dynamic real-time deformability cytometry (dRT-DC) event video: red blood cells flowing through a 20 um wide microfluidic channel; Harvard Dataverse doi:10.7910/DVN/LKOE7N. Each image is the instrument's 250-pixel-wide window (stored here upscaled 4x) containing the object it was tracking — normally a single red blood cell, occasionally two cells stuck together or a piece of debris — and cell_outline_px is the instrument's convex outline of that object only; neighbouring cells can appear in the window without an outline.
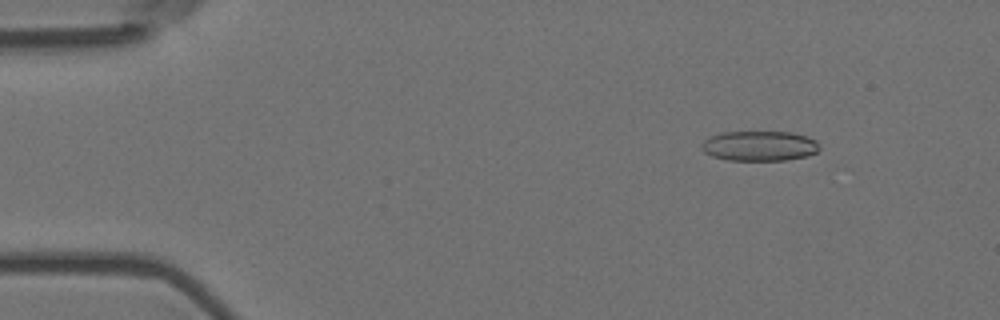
{"species": "Egyptian fruit bat (a non-hibernating species)", "species_latin": "Rousettus aegyptiacus", "temperature_condition": "room temperature", "stored_images_in_passage": 9, "camera_frame_rate_fps": 3000, "um_per_image_px": 0.085, "animal": {"sex": "female"}, "frame": {"image": 1, "passage_image": 1, "time_ms": 0.0, "image_size_px": [1000, 320], "cell_outline_px": [[820, 148], [816, 152], [808, 156], [788, 160], [728, 160], [712, 156], [704, 152], [700, 148], [700, 144], [704, 140], [720, 132], [792, 132], [808, 136], [816, 140], [820, 144]], "centroid_in_image_um": [64.57, 12.4], "position_along_channel_um": 20.4, "area_um2": 20.87}}
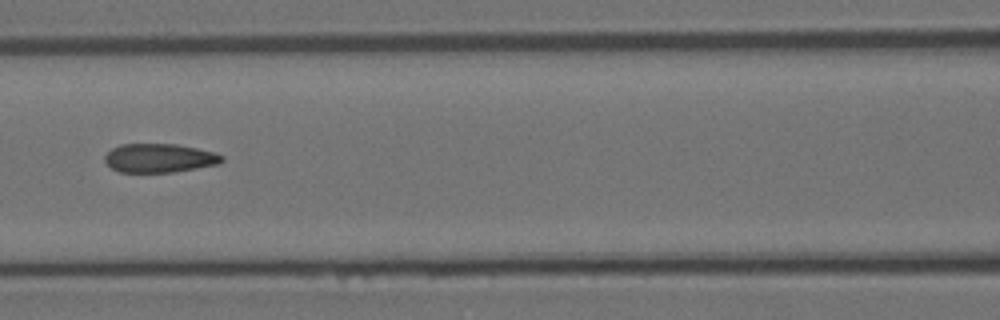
{"frame": {"image": 2, "passage_image": 6, "time_ms": 1.667, "image_size_px": [1000, 320], "cell_outline_px": [[224, 160], [220, 164], [172, 172], [120, 172], [112, 168], [104, 160], [104, 156], [112, 148], [120, 144], [176, 144], [196, 148], [212, 152], [224, 156]], "centroid_in_image_um": [13.54, 13.43], "position_along_channel_um": 153.1, "area_um2": 19.59}}
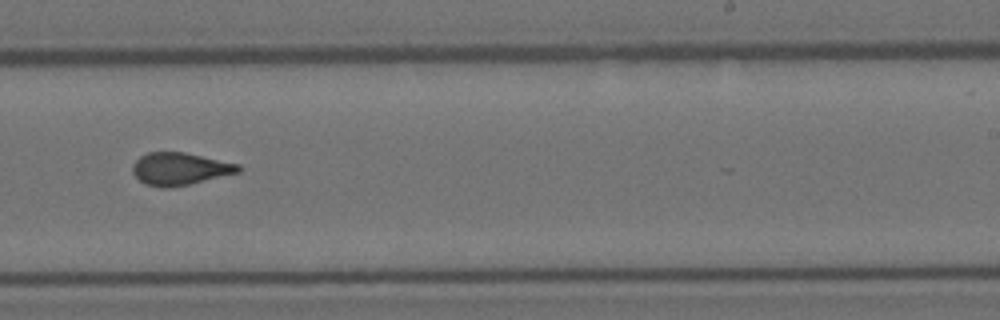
{"frame": {"image": 3, "passage_image": 9, "time_ms": 2.667, "image_size_px": [1000, 320], "cell_outline_px": [[240, 172], [172, 188], [160, 188], [144, 184], [132, 172], [132, 164], [140, 156], [148, 152], [184, 152], [240, 164]], "centroid_in_image_um": [15.26, 14.36], "position_along_channel_um": 273.7, "area_um2": 20.06}}